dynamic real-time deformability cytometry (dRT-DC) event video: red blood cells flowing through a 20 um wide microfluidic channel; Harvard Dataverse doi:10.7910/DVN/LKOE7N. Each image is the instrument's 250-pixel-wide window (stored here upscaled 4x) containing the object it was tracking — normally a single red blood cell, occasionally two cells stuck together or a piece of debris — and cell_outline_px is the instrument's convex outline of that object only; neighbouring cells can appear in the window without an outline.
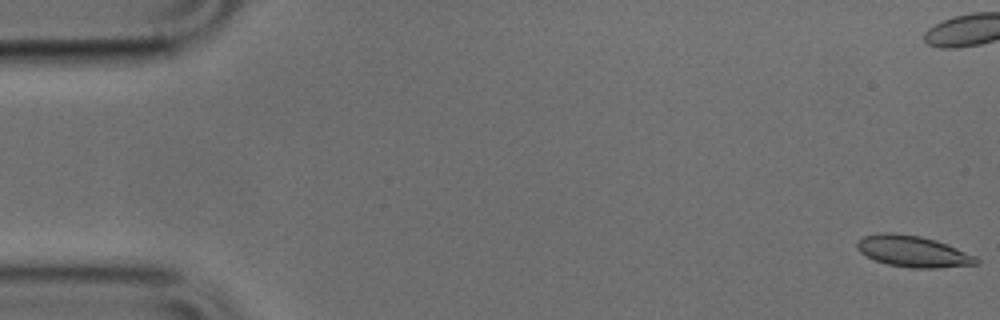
{"species": "common noctule bat (a hibernating species)", "species_latin": "Nyctalus noctula", "temperature_condition": "cold", "stored_images_in_passage": 51, "camera_frame_rate_fps": 3000, "um_per_image_px": 0.085, "animal": {"sex": "male", "body_mass_g": 17.9, "forearm_length_mm": 54.2}, "frame": {"image": 1, "passage_image": 1, "time_ms": 0.0, "image_size_px": [1000, 320], "cell_outline_px": [[980, 264], [936, 268], [912, 268], [888, 264], [876, 260], [860, 252], [856, 248], [856, 240], [864, 236], [880, 232], [896, 232], [920, 236], [936, 240], [976, 256], [980, 260]], "centroid_in_image_um": [77.6, 21.35], "position_along_channel_um": 7.4, "area_um2": 21.85}}